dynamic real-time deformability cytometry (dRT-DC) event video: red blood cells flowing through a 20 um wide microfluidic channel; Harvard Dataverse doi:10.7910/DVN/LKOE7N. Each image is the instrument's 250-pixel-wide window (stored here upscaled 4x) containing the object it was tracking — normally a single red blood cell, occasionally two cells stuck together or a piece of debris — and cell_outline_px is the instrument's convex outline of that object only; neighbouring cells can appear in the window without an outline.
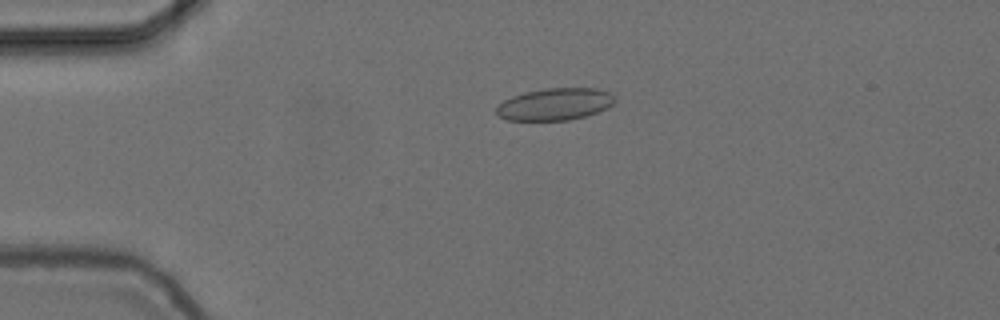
{"species": "common noctule bat (a hibernating species)", "species_latin": "Nyctalus noctula", "temperature_condition": "cold", "stored_images_in_passage": 47, "camera_frame_rate_fps": 3000, "um_per_image_px": 0.085, "animal": {"sex": "female", "body_mass_g": 24.6, "forearm_length_mm": 56.2}, "frame": {"image": 1, "passage_image": 4, "time_ms": 1.0, "image_size_px": [1000, 320], "cell_outline_px": [[616, 100], [612, 104], [596, 112], [584, 116], [568, 120], [508, 120], [500, 116], [496, 112], [496, 108], [504, 100], [512, 96], [524, 92], [544, 88], [596, 88], [608, 92]], "centroid_in_image_um": [47.13, 8.84], "position_along_channel_um": 37.9, "area_um2": 21.85}}
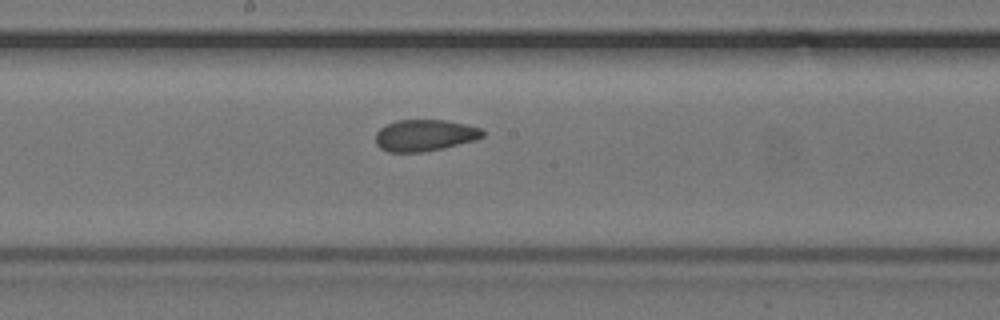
{"frame": {"image": 2, "passage_image": 21, "time_ms": 6.667, "image_size_px": [1000, 320], "cell_outline_px": [[484, 136], [476, 140], [444, 148], [420, 152], [388, 152], [380, 148], [376, 144], [376, 132], [380, 128], [396, 120], [448, 120], [480, 128], [484, 132]], "centroid_in_image_um": [36.1, 11.5], "position_along_channel_um": 212.1, "area_um2": 19.71}}
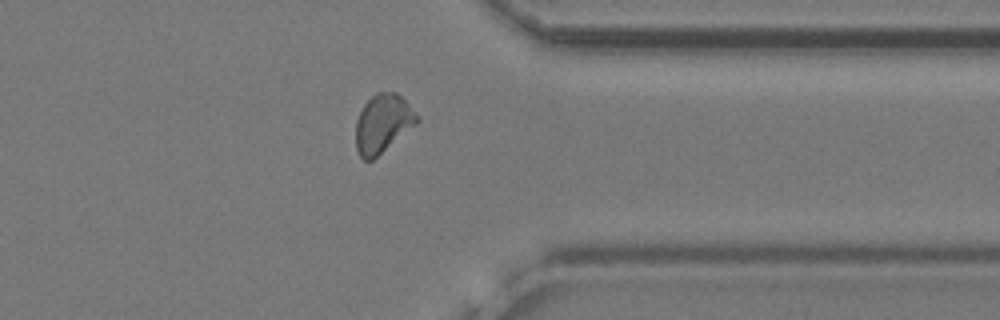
{"frame": {"image": 3, "passage_image": 35, "time_ms": 11.333, "image_size_px": [1000, 320], "cell_outline_px": [[420, 120], [416, 124], [372, 160], [364, 160], [360, 156], [356, 148], [356, 120], [364, 104], [376, 92], [396, 92], [420, 116]], "centroid_in_image_um": [32.54, 10.49], "position_along_channel_um": 378.9, "area_um2": 20.58}, "authors_computed_cell_mechanics": {"area_um2": 20.2878, "velocity_mm_per_s": 3.7117, "shape_relaxation_time_tau1_ms": null, "shape_relaxation_time_tau2_ms": 1.6484, "deformation_change_tau1": null, "deformation_change_tau2": 0.0749}}